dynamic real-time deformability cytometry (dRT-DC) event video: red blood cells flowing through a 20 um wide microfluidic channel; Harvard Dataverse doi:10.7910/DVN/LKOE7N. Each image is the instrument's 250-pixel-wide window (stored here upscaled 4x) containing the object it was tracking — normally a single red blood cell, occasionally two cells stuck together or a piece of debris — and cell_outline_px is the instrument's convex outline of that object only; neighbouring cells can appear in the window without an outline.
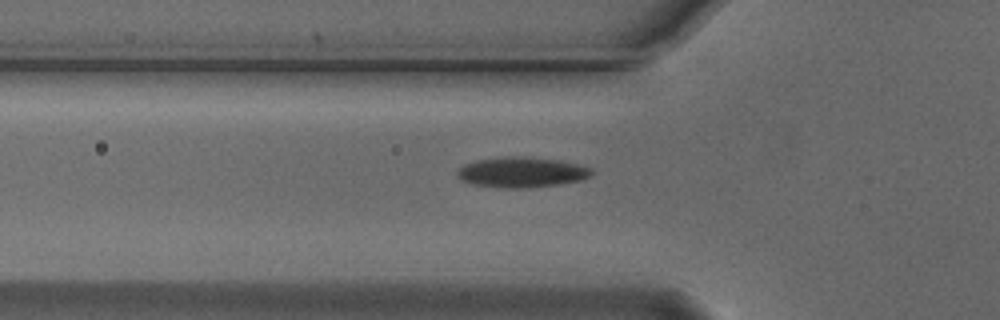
{"species": "Egyptian fruit bat (a non-hibernating species)", "species_latin": "Rousettus aegyptiacus", "temperature_condition": "cold", "stored_images_in_passage": 32, "camera_frame_rate_fps": 3000, "um_per_image_px": 0.085, "animal": {"sex": "male"}, "frame": {"image": 1, "passage_image": 2, "time_ms": 0.333, "image_size_px": [1000, 320], "cell_outline_px": [[596, 172], [580, 180], [556, 184], [528, 188], [508, 188], [476, 184], [464, 180], [456, 176], [456, 172], [464, 164], [476, 160], [504, 156], [520, 156], [560, 160], [592, 168]], "centroid_in_image_um": [44.35, 14.62], "position_along_channel_um": 81.4, "area_um2": 23.52}}
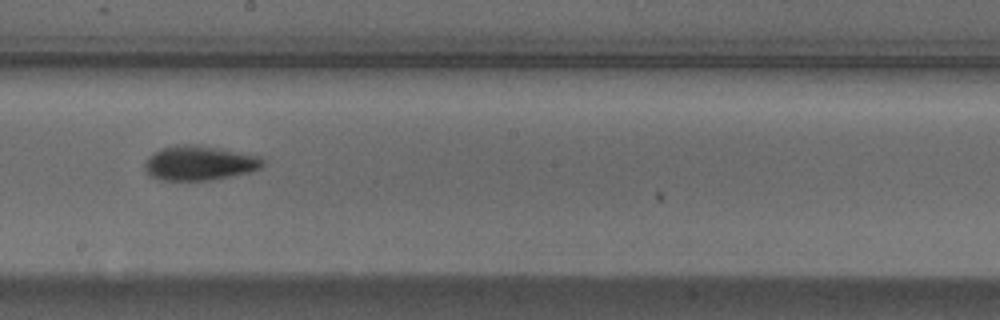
{"frame": {"image": 2, "passage_image": 14, "time_ms": 4.333, "image_size_px": [1000, 320], "cell_outline_px": [[264, 164], [260, 168], [248, 172], [212, 180], [164, 180], [152, 176], [144, 168], [144, 164], [156, 152], [164, 148], [176, 144], [200, 144], [260, 156], [264, 160]], "centroid_in_image_um": [17.0, 13.85], "position_along_channel_um": 231.2, "area_um2": 23.52}}
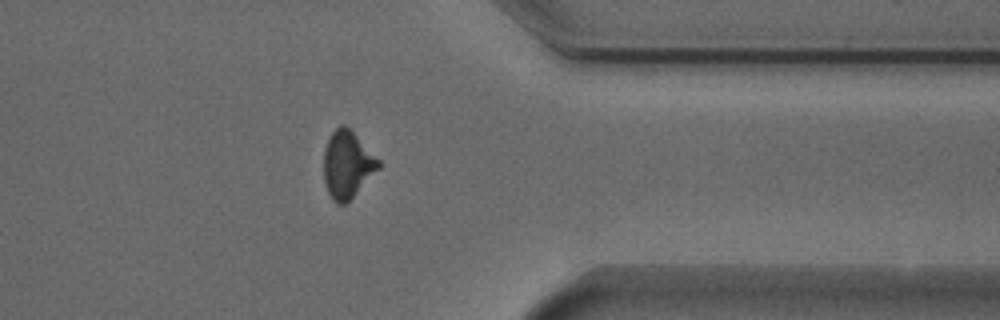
{"frame": {"image": 3, "passage_image": 27, "time_ms": 8.667, "image_size_px": [1000, 320], "cell_outline_px": [[380, 168], [344, 204], [336, 204], [332, 200], [324, 184], [324, 148], [332, 132], [340, 124], [344, 124], [380, 160]], "centroid_in_image_um": [29.5, 13.99], "position_along_channel_um": 381.9, "area_um2": 21.1}, "authors_computed_cell_mechanics": {"area_um2": 22.1952, "velocity_mm_per_s": 3.7392, "shape_relaxation_time_tau1_ms": 4.7661, "shape_relaxation_time_tau2_ms": 7.8505, "deformation_change_tau1": 0.1253, "deformation_change_tau2": 0.1595}}